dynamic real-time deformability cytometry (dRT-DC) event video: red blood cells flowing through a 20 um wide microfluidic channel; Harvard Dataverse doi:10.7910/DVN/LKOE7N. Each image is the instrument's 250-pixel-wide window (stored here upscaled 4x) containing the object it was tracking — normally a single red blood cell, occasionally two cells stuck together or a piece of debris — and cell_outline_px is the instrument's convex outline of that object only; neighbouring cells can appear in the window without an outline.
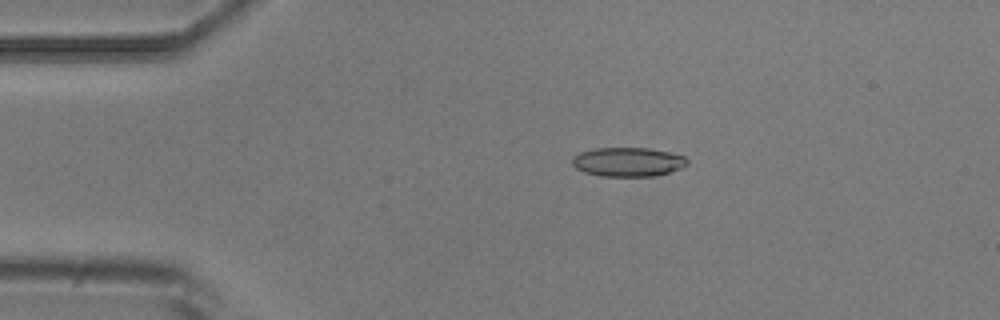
{"species": "common noctule bat (a hibernating species)", "species_latin": "Nyctalus noctula", "temperature_condition": "room temperature", "stored_images_in_passage": 8, "camera_frame_rate_fps": 3000, "um_per_image_px": 0.085, "animal": {"sex": "male", "body_mass_g": 20.5, "forearm_length_mm": 52.5}, "frame": {"image": 1, "passage_image": 3, "time_ms": 2.333, "image_size_px": [1000, 320], "cell_outline_px": [[688, 164], [680, 168], [656, 176], [600, 176], [584, 172], [576, 168], [572, 164], [572, 156], [580, 152], [596, 148], [648, 148], [668, 152], [684, 156], [688, 160]], "centroid_in_image_um": [53.35, 13.76], "position_along_channel_um": 31.7, "area_um2": 19.48}}
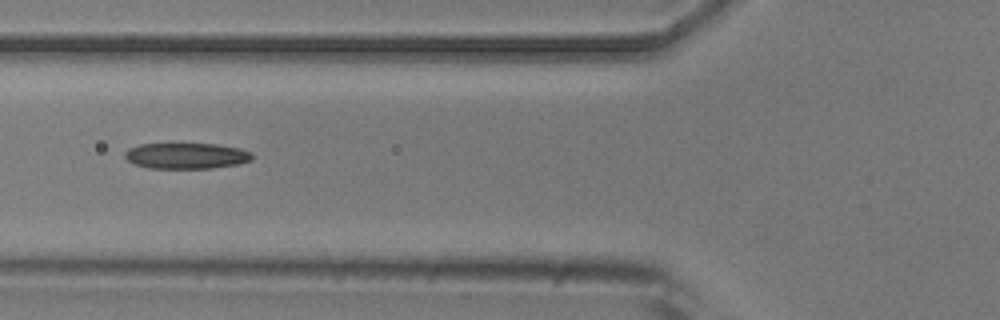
{"frame": {"image": 2, "passage_image": 6, "time_ms": 5.667, "image_size_px": [1000, 320], "cell_outline_px": [[252, 160], [236, 164], [212, 168], [148, 168], [136, 164], [128, 160], [124, 156], [124, 152], [128, 148], [140, 144], [216, 144], [240, 148], [252, 152]], "centroid_in_image_um": [15.83, 13.24], "position_along_channel_um": 110.0, "area_um2": 19.13}}
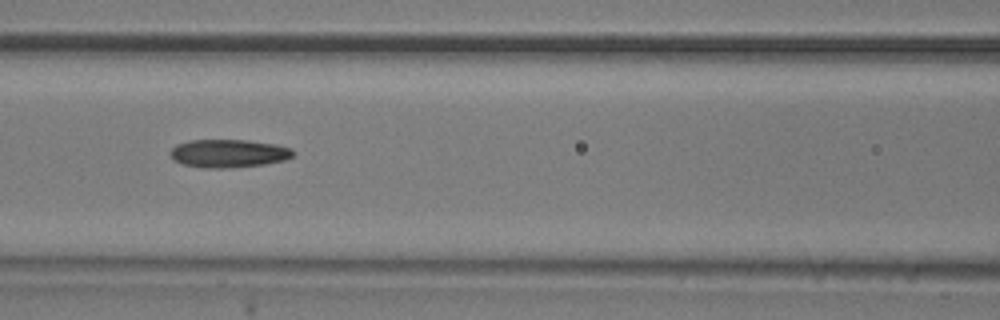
{"frame": {"image": 3, "passage_image": 7, "time_ms": 6.667, "image_size_px": [1000, 320], "cell_outline_px": [[292, 156], [284, 160], [264, 164], [228, 168], [204, 168], [184, 164], [172, 160], [168, 152], [176, 144], [188, 140], [248, 140], [276, 144], [292, 148]], "centroid_in_image_um": [19.37, 13.03], "position_along_channel_um": 147.2, "area_um2": 20.23}}